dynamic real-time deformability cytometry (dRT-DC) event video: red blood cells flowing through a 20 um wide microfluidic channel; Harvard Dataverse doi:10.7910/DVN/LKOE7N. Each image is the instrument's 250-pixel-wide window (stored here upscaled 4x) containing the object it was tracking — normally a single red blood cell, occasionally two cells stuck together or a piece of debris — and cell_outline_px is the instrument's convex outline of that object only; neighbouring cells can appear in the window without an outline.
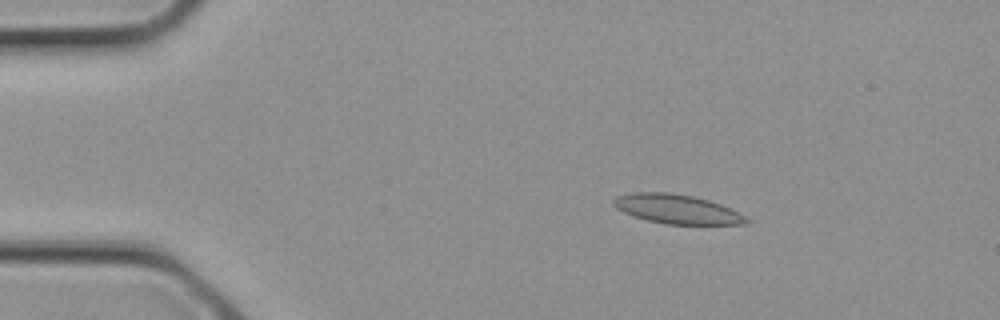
{"species": "common noctule bat (a hibernating species)", "species_latin": "Nyctalus noctula", "temperature_condition": "cold", "stored_images_in_passage": 3, "camera_frame_rate_fps": 3000, "um_per_image_px": 0.085, "animal": {"sex": "female", "body_mass_g": 21.9}, "frame": {"image": 1, "passage_image": 2, "time_ms": 0.333, "image_size_px": [1000, 320], "cell_outline_px": [[752, 220], [748, 224], [668, 224], [648, 220], [624, 212], [616, 208], [612, 204], [612, 200], [616, 196], [632, 192], [668, 192], [692, 196], [708, 200], [720, 204]], "centroid_in_image_um": [57.52, 17.76], "position_along_channel_um": 27.5, "area_um2": 22.37}}
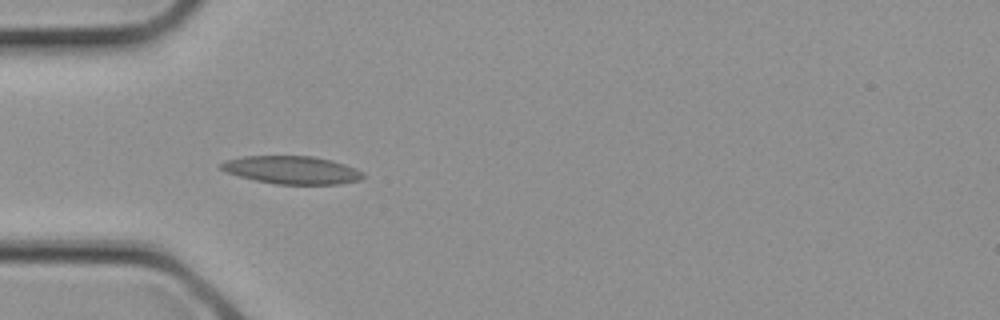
{"frame": {"image": 2, "passage_image": 3, "time_ms": 0.667, "image_size_px": [1000, 320], "cell_outline_px": [[364, 176], [360, 180], [340, 184], [276, 184], [256, 180], [240, 176], [228, 172], [220, 168], [220, 164], [224, 160], [244, 156], [312, 156], [332, 160], [356, 168], [364, 172]], "centroid_in_image_um": [24.84, 14.44], "position_along_channel_um": 60.2, "area_um2": 23.06}}